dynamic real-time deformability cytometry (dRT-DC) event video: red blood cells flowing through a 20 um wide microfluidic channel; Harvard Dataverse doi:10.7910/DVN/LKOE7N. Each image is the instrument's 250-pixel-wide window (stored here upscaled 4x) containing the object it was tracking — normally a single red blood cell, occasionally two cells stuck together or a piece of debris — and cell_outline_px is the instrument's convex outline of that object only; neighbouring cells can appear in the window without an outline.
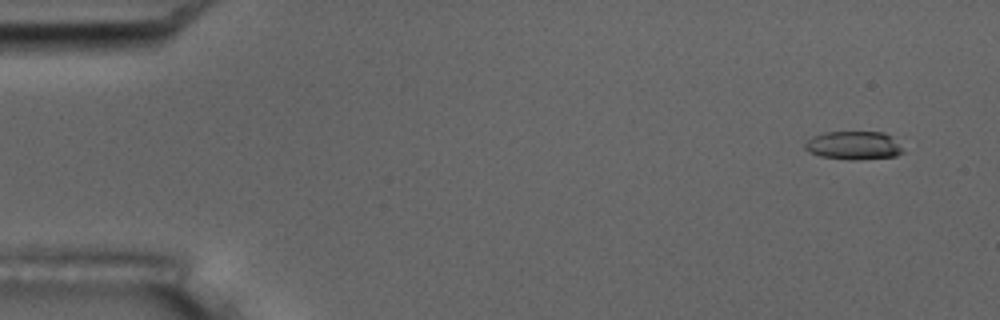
{"species": "common noctule bat (a hibernating species)", "species_latin": "Nyctalus noctula", "temperature_condition": "room temperature", "stored_images_in_passage": 55, "camera_frame_rate_fps": 3000, "um_per_image_px": 0.085, "animal": {"sex": "male", "body_mass_g": 17.5, "forearm_length_mm": 52.3}, "frame": {"image": 1, "passage_image": 4, "time_ms": 1.0, "image_size_px": [1000, 320], "cell_outline_px": [[904, 152], [896, 156], [852, 160], [848, 160], [820, 156], [808, 152], [804, 148], [804, 144], [812, 136], [824, 132], [884, 132], [892, 136]], "centroid_in_image_um": [72.53, 12.36], "position_along_channel_um": 12.5, "area_um2": 16.24}}
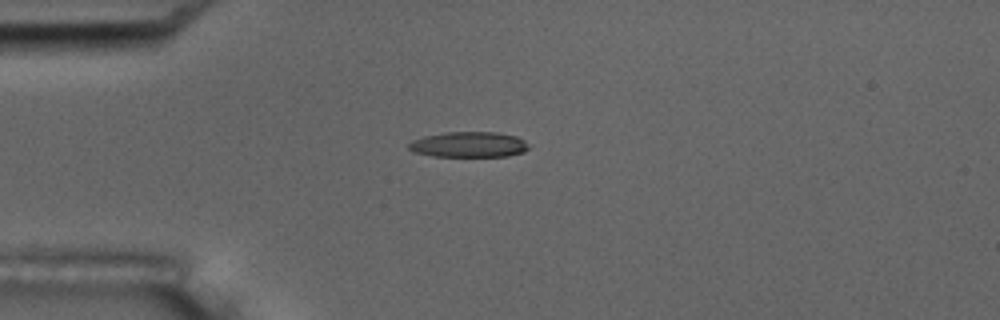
{"frame": {"image": 2, "passage_image": 15, "time_ms": 4.667, "image_size_px": [1000, 320], "cell_outline_px": [[528, 148], [524, 152], [508, 156], [432, 156], [412, 152], [408, 148], [408, 144], [412, 140], [424, 136], [444, 132], [496, 132], [516, 136], [524, 140]], "centroid_in_image_um": [39.81, 12.28], "position_along_channel_um": 45.2, "area_um2": 17.86}}
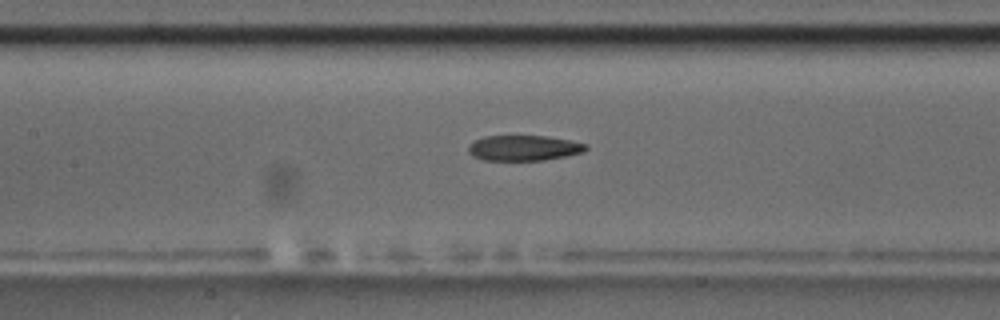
{"frame": {"image": 3, "passage_image": 26, "time_ms": 8.333, "image_size_px": [1000, 320], "cell_outline_px": [[588, 148], [584, 152], [568, 156], [544, 160], [484, 160], [472, 156], [468, 152], [468, 144], [484, 136], [548, 136], [588, 144]], "centroid_in_image_um": [44.53, 12.58], "position_along_channel_um": 162.9, "area_um2": 17.51}, "authors_computed_cell_mechanics": {"area_um2": 18.0336, "velocity_mm_per_s": 3.7117, "shape_relaxation_time_tau1_ms": null, "shape_relaxation_time_tau2_ms": 4.1706, "deformation_change_tau1": null, "deformation_change_tau2": 0.143}}